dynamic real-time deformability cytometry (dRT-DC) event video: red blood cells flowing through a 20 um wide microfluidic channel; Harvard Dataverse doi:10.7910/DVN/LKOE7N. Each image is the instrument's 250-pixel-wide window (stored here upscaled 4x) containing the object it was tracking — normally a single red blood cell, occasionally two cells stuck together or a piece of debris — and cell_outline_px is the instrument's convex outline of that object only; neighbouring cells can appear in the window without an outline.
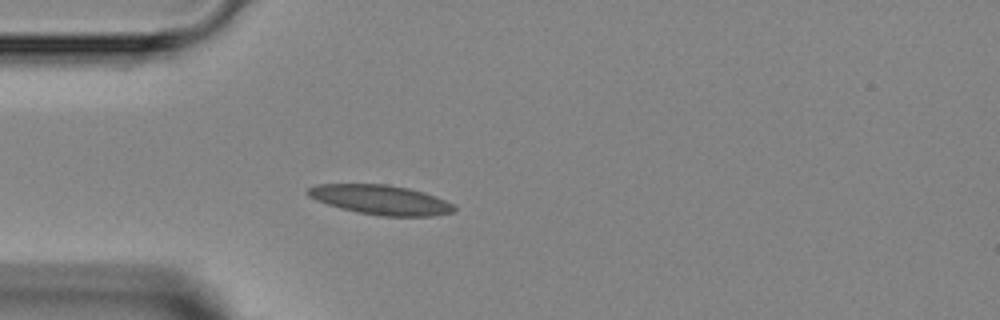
{"species": "Egyptian fruit bat (a non-hibernating species)", "species_latin": "Rousettus aegyptiacus", "temperature_condition": "room temperature", "stored_images_in_passage": 2, "camera_frame_rate_fps": 3000, "um_per_image_px": 0.085, "animal": {"sex": "female"}, "frame": {"image": 1, "passage_image": 2, "time_ms": 2.667, "image_size_px": [1000, 320], "cell_outline_px": [[456, 212], [432, 216], [384, 216], [356, 212], [340, 208], [316, 200], [308, 196], [304, 192], [308, 188], [316, 184], [384, 184], [408, 188], [424, 192], [436, 196], [452, 204], [456, 208]], "centroid_in_image_um": [32.34, 16.98], "position_along_channel_um": 52.7, "area_um2": 25.26}}